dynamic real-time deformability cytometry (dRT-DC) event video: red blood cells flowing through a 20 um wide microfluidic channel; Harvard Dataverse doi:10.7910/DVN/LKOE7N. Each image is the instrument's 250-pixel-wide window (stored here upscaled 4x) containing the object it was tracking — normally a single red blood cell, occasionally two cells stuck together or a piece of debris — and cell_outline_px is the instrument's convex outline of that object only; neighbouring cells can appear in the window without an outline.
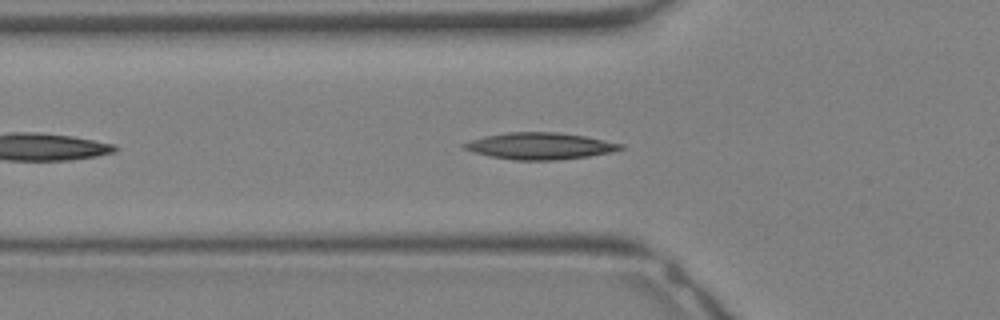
{"species": "Egyptian fruit bat (a non-hibernating species)", "species_latin": "Rousettus aegyptiacus", "temperature_condition": "warm", "stored_images_in_passage": 26, "camera_frame_rate_fps": 3000, "um_per_image_px": 0.085, "animal": {"sex": "female"}, "frame": {"image": 1, "passage_image": 4, "time_ms": 1.0, "image_size_px": [1000, 320], "cell_outline_px": [[624, 148], [612, 152], [588, 156], [556, 160], [512, 160], [492, 156], [460, 148], [460, 144], [484, 136], [508, 132], [560, 132], [584, 136], [624, 144]], "centroid_in_image_um": [45.89, 12.4], "position_along_channel_um": 79.9, "area_um2": 24.28}}
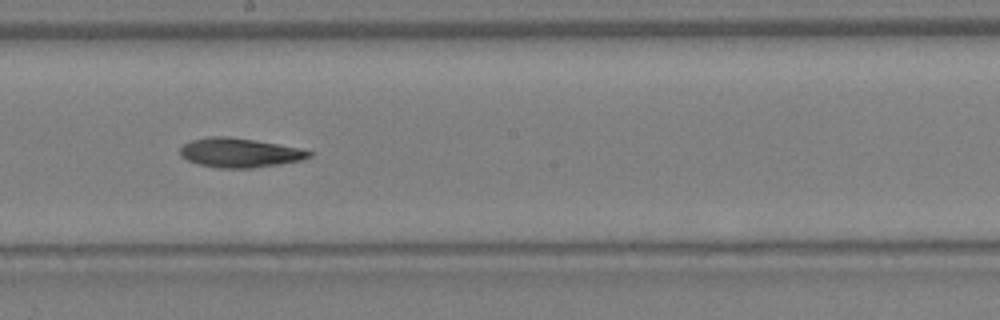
{"frame": {"image": 2, "passage_image": 11, "time_ms": 3.333, "image_size_px": [1000, 320], "cell_outline_px": [[312, 156], [300, 160], [280, 164], [252, 168], [220, 168], [200, 164], [188, 160], [180, 156], [180, 148], [184, 144], [192, 140], [208, 136], [228, 136], [300, 148], [312, 152]], "centroid_in_image_um": [20.35, 12.98], "position_along_channel_um": 227.8, "area_um2": 21.79}}
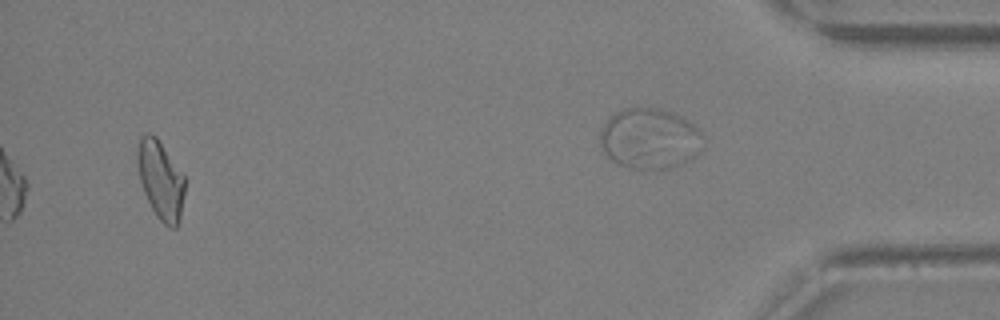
{"frame": {"image": 3, "passage_image": 24, "time_ms": 7.667, "image_size_px": [1000, 320], "cell_outline_px": [[184, 192], [180, 216], [176, 228], [172, 228], [164, 224], [156, 216], [144, 192], [140, 180], [136, 156], [136, 152], [140, 136], [148, 132], [156, 136], [184, 172]], "centroid_in_image_um": [13.65, 15.24], "position_along_channel_um": 421.5, "area_um2": 21.79}}